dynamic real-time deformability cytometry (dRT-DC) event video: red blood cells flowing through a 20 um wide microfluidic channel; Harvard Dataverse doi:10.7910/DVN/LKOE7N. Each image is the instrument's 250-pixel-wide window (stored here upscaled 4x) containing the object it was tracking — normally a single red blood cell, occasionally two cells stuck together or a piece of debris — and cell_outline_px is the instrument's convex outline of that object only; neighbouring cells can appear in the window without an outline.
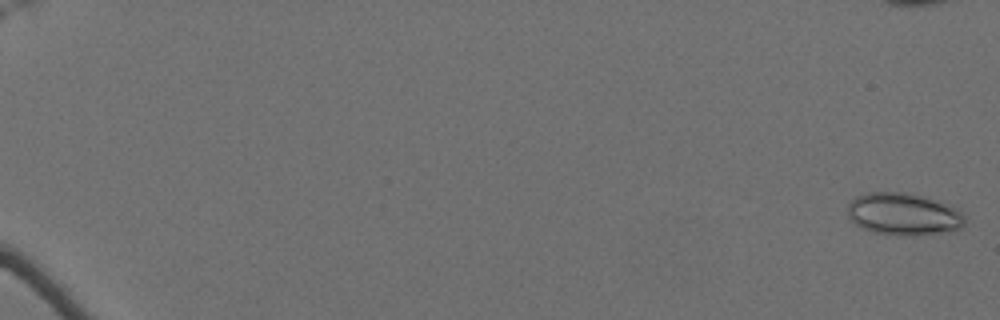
{"species": "Egyptian fruit bat (a non-hibernating species)", "species_latin": "Rousettus aegyptiacus", "temperature_condition": "cold", "stored_images_in_passage": 13, "camera_frame_rate_fps": 3000, "um_per_image_px": 0.085, "animal": {"sex": "female"}, "frame": {"image": 1, "passage_image": 2, "time_ms": 0.333, "image_size_px": [1000, 320], "cell_outline_px": [[964, 224], [960, 228], [940, 232], [904, 236], [896, 236], [872, 232], [860, 228], [848, 216], [848, 204], [856, 196], [868, 192], [904, 192], [924, 196], [940, 200], [956, 208], [964, 216]], "centroid_in_image_um": [76.77, 18.19], "position_along_channel_um": 8.2, "area_um2": 28.96}}